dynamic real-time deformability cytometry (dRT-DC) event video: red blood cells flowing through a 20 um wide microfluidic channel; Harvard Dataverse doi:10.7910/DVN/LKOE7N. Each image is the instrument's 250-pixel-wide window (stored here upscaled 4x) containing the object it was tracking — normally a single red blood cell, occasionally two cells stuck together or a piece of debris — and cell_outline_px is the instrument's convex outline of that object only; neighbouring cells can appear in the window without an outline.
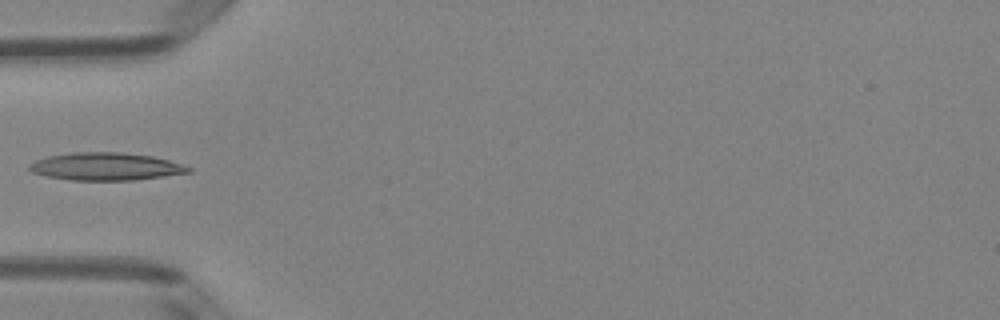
{"species": "Egyptian fruit bat (a non-hibernating species)", "species_latin": "Rousettus aegyptiacus", "temperature_condition": "room temperature", "stored_images_in_passage": 3, "camera_frame_rate_fps": 3000, "um_per_image_px": 0.085, "animal": {"sex": "female"}, "frame": {"image": 1, "passage_image": 3, "time_ms": 0.667, "image_size_px": [1000, 320], "cell_outline_px": [[192, 172], [136, 180], [72, 180], [44, 176], [32, 172], [28, 168], [28, 164], [36, 160], [48, 156], [72, 152], [120, 152], [152, 156], [184, 164], [192, 168]], "centroid_in_image_um": [8.99, 14.15], "position_along_channel_um": 76.0, "area_um2": 25.78}}